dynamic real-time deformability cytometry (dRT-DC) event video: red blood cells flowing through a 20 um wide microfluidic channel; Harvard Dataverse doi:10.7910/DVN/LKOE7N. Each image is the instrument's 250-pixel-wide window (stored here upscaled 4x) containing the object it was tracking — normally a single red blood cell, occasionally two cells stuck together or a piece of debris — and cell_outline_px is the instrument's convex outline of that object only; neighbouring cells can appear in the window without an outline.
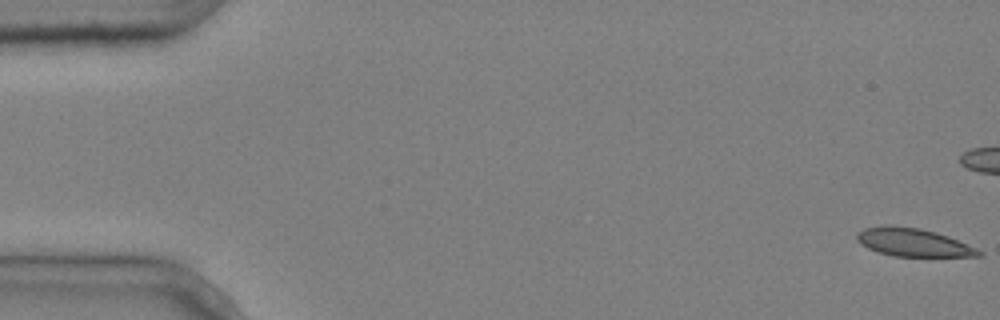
{"species": "common noctule bat (a hibernating species)", "species_latin": "Nyctalus noctula", "temperature_condition": "cold", "stored_images_in_passage": 6, "camera_frame_rate_fps": 3000, "um_per_image_px": 0.085, "animal": {"sex": "male", "body_mass_g": 20.4}, "frame": {"image": 1, "passage_image": 1, "time_ms": 0.0, "image_size_px": [1000, 320], "cell_outline_px": [[984, 256], [892, 256], [876, 252], [860, 244], [856, 240], [856, 232], [864, 228], [884, 224], [920, 228], [936, 232], [948, 236], [976, 248], [984, 252]], "centroid_in_image_um": [77.57, 20.59], "position_along_channel_um": 7.4, "area_um2": 20.17}}
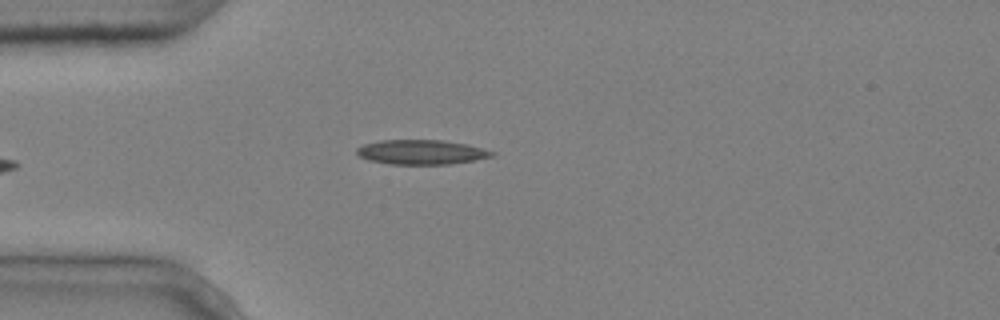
{"frame": {"image": 2, "passage_image": 5, "time_ms": 1.333, "image_size_px": [1000, 320], "cell_outline_px": [[496, 156], [476, 160], [448, 164], [392, 164], [368, 160], [360, 156], [356, 152], [356, 148], [364, 144], [380, 140], [440, 140], [468, 144], [496, 152]], "centroid_in_image_um": [35.85, 12.93], "position_along_channel_um": 49.1, "area_um2": 19.42}}